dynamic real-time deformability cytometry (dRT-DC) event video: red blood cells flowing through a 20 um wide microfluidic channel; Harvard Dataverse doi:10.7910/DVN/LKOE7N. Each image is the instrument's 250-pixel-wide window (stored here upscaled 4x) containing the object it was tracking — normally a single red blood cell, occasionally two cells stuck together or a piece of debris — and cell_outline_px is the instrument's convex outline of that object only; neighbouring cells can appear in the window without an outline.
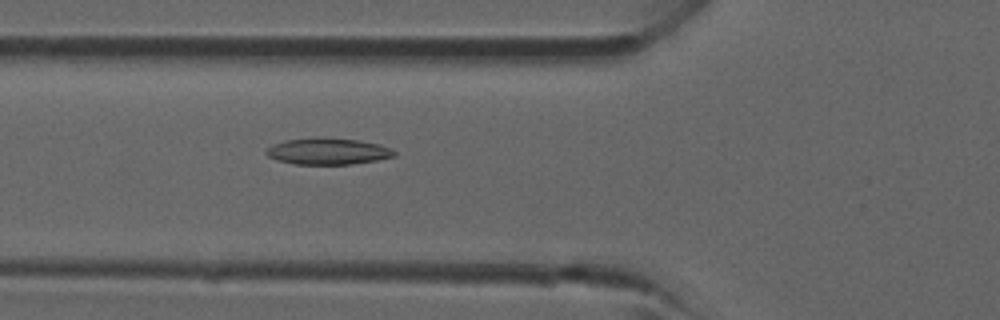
{"species": "common noctule bat (a hibernating species)", "species_latin": "Nyctalus noctula", "temperature_condition": "room temperature", "stored_images_in_passage": 37, "camera_frame_rate_fps": 3000, "um_per_image_px": 0.085, "animal": {"sex": "male", "forearm_length_mm": 52.5}, "frame": {"image": 1, "passage_image": 11, "time_ms": 3.333, "image_size_px": [1000, 320], "cell_outline_px": [[396, 156], [376, 160], [352, 164], [296, 164], [276, 160], [268, 156], [264, 152], [268, 148], [284, 140], [320, 136], [360, 140], [380, 144], [392, 148], [396, 152]], "centroid_in_image_um": [27.9, 12.84], "position_along_channel_um": 97.9, "area_um2": 20.0}}
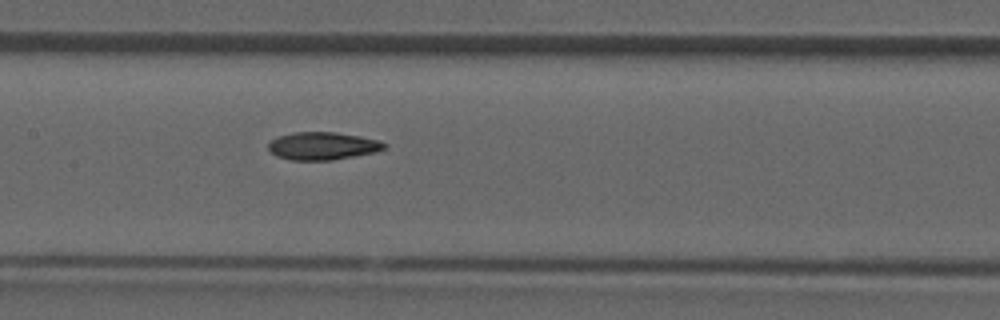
{"frame": {"image": 2, "passage_image": 16, "time_ms": 5.0, "image_size_px": [1000, 320], "cell_outline_px": [[388, 148], [376, 152], [356, 156], [332, 160], [292, 160], [276, 156], [268, 148], [268, 144], [272, 140], [280, 136], [292, 132], [336, 132], [376, 140], [388, 144]], "centroid_in_image_um": [27.44, 12.41], "position_along_channel_um": 180.0, "area_um2": 18.67}}
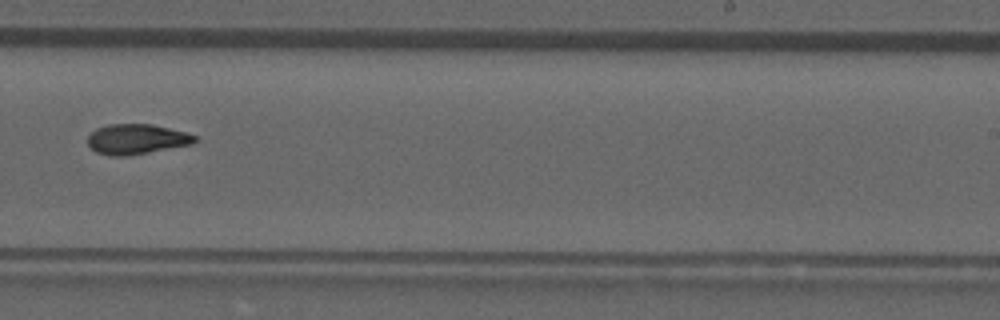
{"frame": {"image": 3, "passage_image": 22, "time_ms": 7.0, "image_size_px": [1000, 320], "cell_outline_px": [[196, 140], [192, 144], [120, 156], [112, 156], [96, 152], [88, 144], [88, 136], [96, 128], [108, 124], [152, 124], [184, 132], [196, 136]], "centroid_in_image_um": [11.56, 11.81], "position_along_channel_um": 277.4, "area_um2": 18.32}}